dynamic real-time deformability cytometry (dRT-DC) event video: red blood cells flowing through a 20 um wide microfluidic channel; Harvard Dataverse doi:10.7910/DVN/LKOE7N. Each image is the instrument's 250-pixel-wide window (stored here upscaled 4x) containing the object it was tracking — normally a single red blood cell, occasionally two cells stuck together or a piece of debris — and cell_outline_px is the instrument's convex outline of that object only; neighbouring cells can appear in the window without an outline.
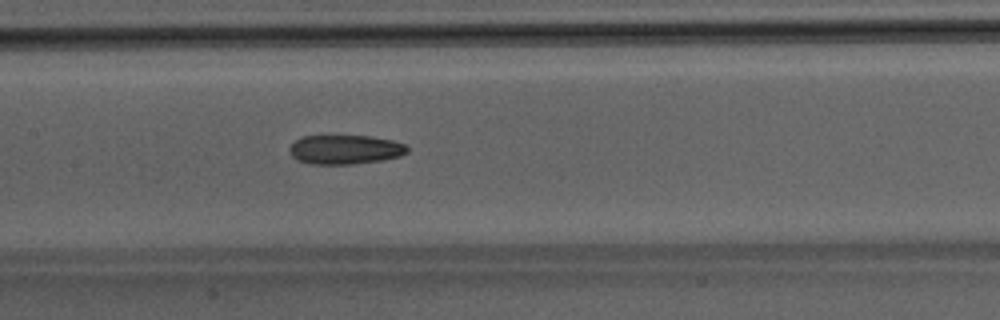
{"species": "Egyptian fruit bat (a non-hibernating species)", "species_latin": "Rousettus aegyptiacus", "temperature_condition": "room temperature", "stored_images_in_passage": 48, "camera_frame_rate_fps": 3000, "um_per_image_px": 0.085, "animal": {"sex": "male"}, "frame": {"image": 1, "passage_image": 23, "time_ms": 7.333, "image_size_px": [1000, 320], "cell_outline_px": [[408, 152], [400, 156], [384, 160], [352, 164], [308, 164], [296, 160], [292, 156], [288, 148], [296, 140], [304, 136], [368, 136], [392, 140], [404, 144], [408, 148]], "centroid_in_image_um": [29.32, 12.72], "position_along_channel_um": 178.1, "area_um2": 20.11}}
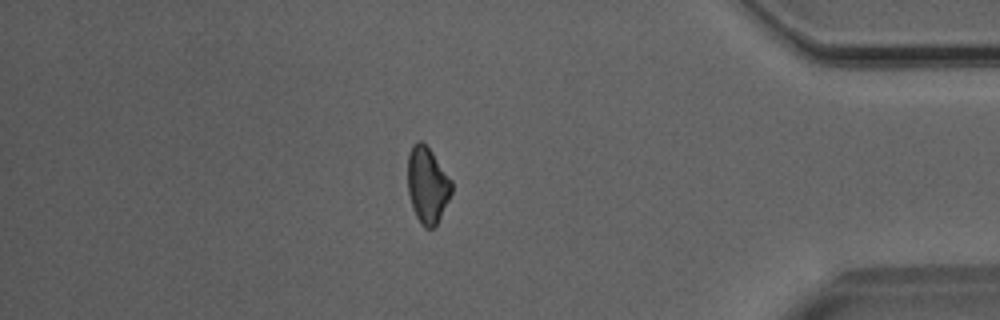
{"frame": {"image": 2, "passage_image": 41, "time_ms": 13.333, "image_size_px": [1000, 320], "cell_outline_px": [[452, 192], [436, 224], [432, 228], [424, 228], [420, 224], [412, 208], [408, 192], [408, 152], [412, 144], [416, 140], [420, 140], [432, 152], [452, 180]], "centroid_in_image_um": [36.31, 15.71], "position_along_channel_um": 398.9, "area_um2": 19.48}}
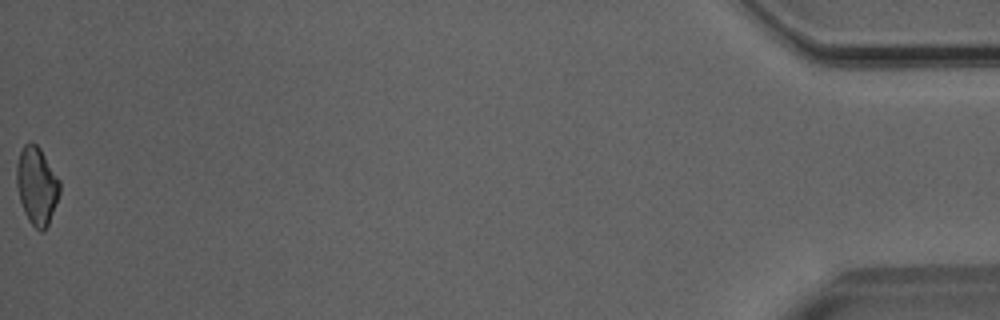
{"frame": {"image": 3, "passage_image": 48, "time_ms": 15.667, "image_size_px": [1000, 320], "cell_outline_px": [[60, 192], [48, 224], [44, 232], [40, 232], [28, 220], [24, 212], [20, 200], [16, 184], [16, 164], [20, 152], [24, 144], [32, 140], [40, 148], [60, 180]], "centroid_in_image_um": [3.12, 15.77], "position_along_channel_um": 432.1, "area_um2": 19.59}}